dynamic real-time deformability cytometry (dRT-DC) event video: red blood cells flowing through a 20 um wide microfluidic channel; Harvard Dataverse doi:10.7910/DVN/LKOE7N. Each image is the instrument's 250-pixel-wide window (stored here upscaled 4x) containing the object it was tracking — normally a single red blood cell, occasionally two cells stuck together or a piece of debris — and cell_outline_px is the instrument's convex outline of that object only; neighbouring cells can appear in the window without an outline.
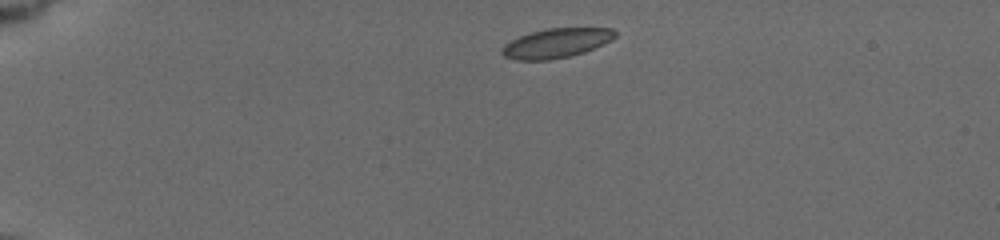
{"species": "common noctule bat (a hibernating species)", "species_latin": "Nyctalus noctula", "temperature_condition": "cold", "stored_images_in_passage": 3, "camera_frame_rate_fps": 3000, "um_per_image_px": 0.085, "animal": {"sex": "female", "body_mass_g": 19.5, "forearm_length_mm": 54.1}, "frame": {"image": 1, "passage_image": 1, "time_ms": 0.0, "image_size_px": [1000, 240], "cell_outline_px": [[616, 36], [612, 40], [604, 44], [584, 52], [568, 56], [548, 60], [516, 60], [504, 56], [500, 52], [500, 48], [504, 44], [520, 36], [532, 32], [548, 28], [612, 28], [616, 32]], "centroid_in_image_um": [47.28, 3.66], "position_along_channel_um": 37.7, "area_um2": 19.36}}